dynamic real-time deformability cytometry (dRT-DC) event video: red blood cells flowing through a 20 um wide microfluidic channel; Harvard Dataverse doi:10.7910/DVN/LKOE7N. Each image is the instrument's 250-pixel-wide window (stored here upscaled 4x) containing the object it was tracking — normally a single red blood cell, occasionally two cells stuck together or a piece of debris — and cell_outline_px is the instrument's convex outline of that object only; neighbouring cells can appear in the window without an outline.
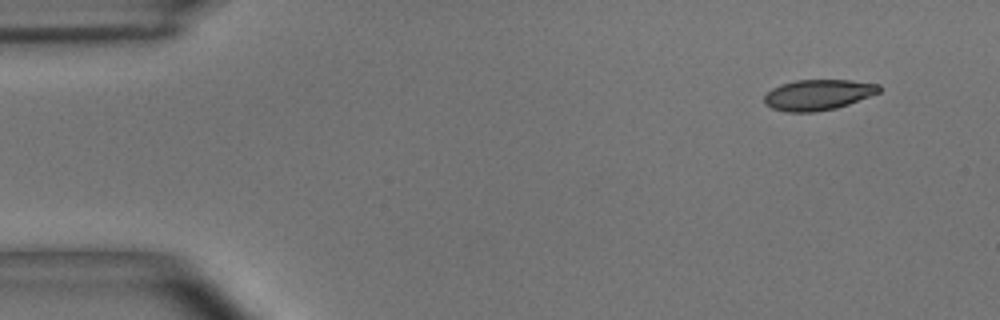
{"species": "common noctule bat (a hibernating species)", "species_latin": "Nyctalus noctula", "temperature_condition": "room temperature", "stored_images_in_passage": 2, "camera_frame_rate_fps": 3000, "um_per_image_px": 0.085, "animal": {"sex": "male", "body_mass_g": 15.6}, "frame": {"image": 1, "passage_image": 1, "time_ms": 0.0, "image_size_px": [1000, 320], "cell_outline_px": [[880, 92], [848, 104], [836, 108], [812, 112], [784, 112], [772, 108], [764, 104], [764, 96], [772, 88], [780, 84], [796, 80], [852, 80], [880, 84]], "centroid_in_image_um": [69.51, 8.05], "position_along_channel_um": 15.5, "area_um2": 20.52}}
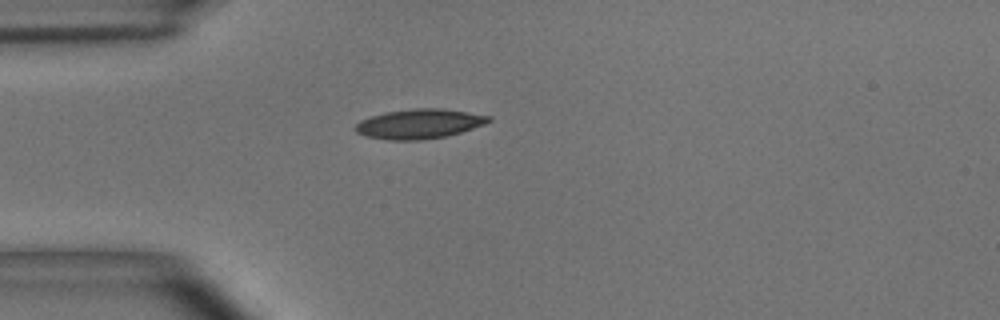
{"frame": {"image": 2, "passage_image": 2, "time_ms": 0.333, "image_size_px": [1000, 320], "cell_outline_px": [[492, 120], [484, 124], [448, 136], [420, 140], [388, 140], [364, 136], [356, 132], [352, 128], [360, 120], [384, 112], [412, 108], [440, 108], [468, 112], [492, 116]], "centroid_in_image_um": [35.61, 10.52], "position_along_channel_um": 49.4, "area_um2": 23.18}}